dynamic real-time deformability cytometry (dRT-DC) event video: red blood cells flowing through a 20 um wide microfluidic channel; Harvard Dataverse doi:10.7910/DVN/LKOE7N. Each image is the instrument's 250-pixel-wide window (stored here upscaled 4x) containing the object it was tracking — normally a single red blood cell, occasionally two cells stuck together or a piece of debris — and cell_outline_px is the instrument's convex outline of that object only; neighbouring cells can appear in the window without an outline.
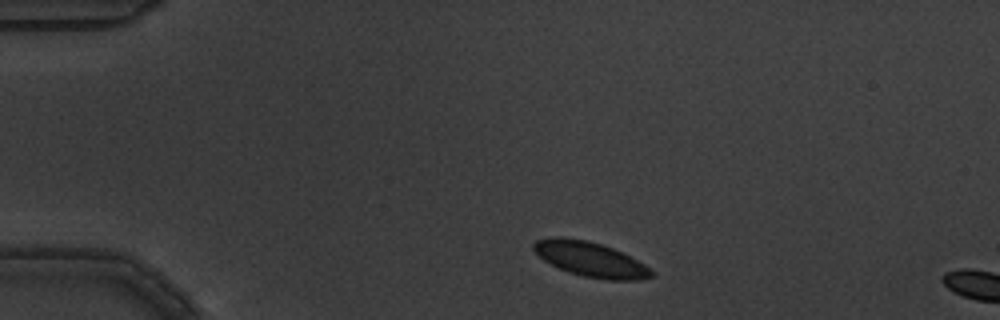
{"species": "common noctule bat (a hibernating species)", "species_latin": "Nyctalus noctula", "temperature_condition": "warm", "stored_images_in_passage": 3, "camera_frame_rate_fps": 3000, "um_per_image_px": 0.085, "animal": {"sex": "male", "body_mass_g": 19.5, "forearm_length_mm": 54.6}, "frame": {"image": 1, "passage_image": 2, "time_ms": 0.333, "image_size_px": [1000, 320], "cell_outline_px": [[652, 276], [640, 280], [608, 280], [584, 276], [568, 272], [544, 260], [532, 248], [532, 244], [536, 240], [548, 236], [564, 236], [588, 240], [612, 248], [644, 264], [652, 272]], "centroid_in_image_um": [50.12, 22.01], "position_along_channel_um": 34.9, "area_um2": 23.7}}